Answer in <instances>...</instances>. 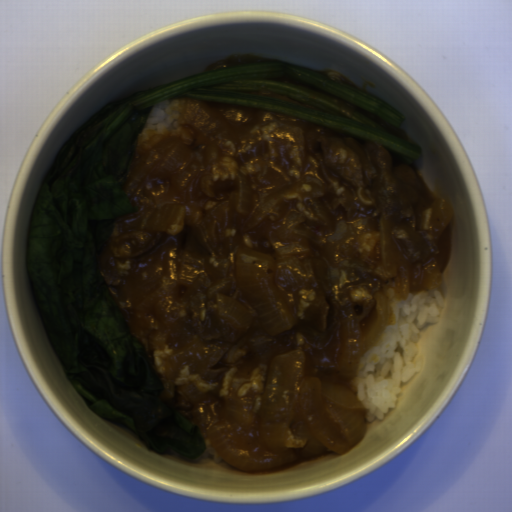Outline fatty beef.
<instances>
[{
    "instance_id": "fatty-beef-1",
    "label": "fatty beef",
    "mask_w": 512,
    "mask_h": 512,
    "mask_svg": "<svg viewBox=\"0 0 512 512\" xmlns=\"http://www.w3.org/2000/svg\"><path fill=\"white\" fill-rule=\"evenodd\" d=\"M329 311V304L322 307L307 306L301 323L313 324L323 333L327 327Z\"/></svg>"
}]
</instances>
